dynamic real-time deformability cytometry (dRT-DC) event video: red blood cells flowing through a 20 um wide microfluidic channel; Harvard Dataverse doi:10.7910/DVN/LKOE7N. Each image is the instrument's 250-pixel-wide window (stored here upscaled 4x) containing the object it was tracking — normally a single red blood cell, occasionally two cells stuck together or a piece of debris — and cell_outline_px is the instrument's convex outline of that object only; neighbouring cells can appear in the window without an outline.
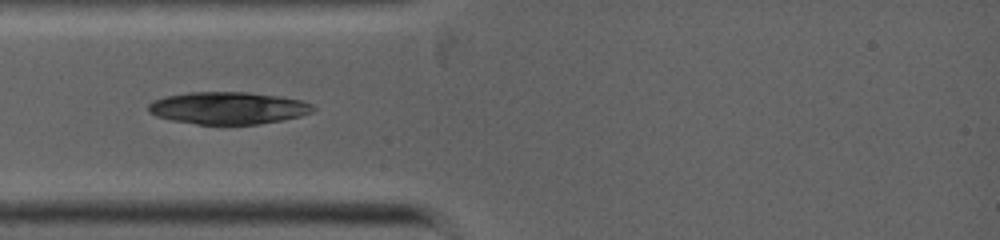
{"species": "common noctule bat (a hibernating species)", "species_latin": "Nyctalus noctula", "temperature_condition": "warm", "stored_images_in_passage": 6, "camera_frame_rate_fps": 5000, "um_per_image_px": 0.085, "animal": {"sex": "female", "body_mass_g": 19.0, "forearm_length_mm": 53.3}, "frame": {"image": 1, "passage_image": 2, "time_ms": 0.2, "image_size_px": [1000, 240], "cell_outline_px": [[316, 108], [312, 112], [300, 116], [284, 120], [260, 124], [196, 124], [172, 120], [156, 116], [148, 112], [148, 104], [152, 100], [164, 96], [188, 92], [248, 92], [280, 96], [300, 100], [312, 104]], "centroid_in_image_um": [19.38, 9.18], "position_along_channel_um": 65.6, "area_um2": 31.15}}